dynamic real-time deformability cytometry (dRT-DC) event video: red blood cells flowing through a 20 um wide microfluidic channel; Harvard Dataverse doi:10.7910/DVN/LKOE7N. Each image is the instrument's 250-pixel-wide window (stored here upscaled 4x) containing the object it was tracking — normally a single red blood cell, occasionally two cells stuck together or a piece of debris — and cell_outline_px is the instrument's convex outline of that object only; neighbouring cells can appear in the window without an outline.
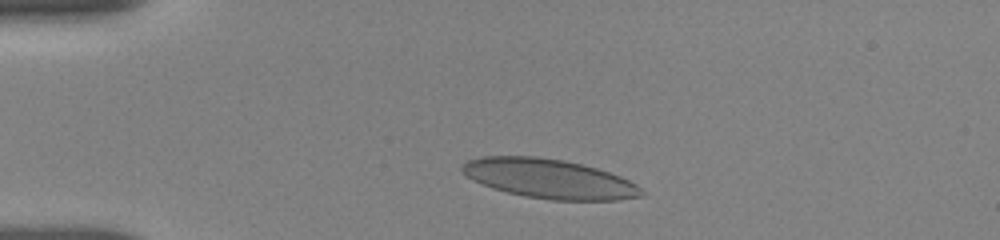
{"species": "human", "species_latin": "Homo sapiens", "temperature_condition": "room temperature", "stored_images_in_passage": 2, "camera_frame_rate_fps": 3000, "um_per_image_px": 0.085, "donor": {"sex": "female"}, "frame": {"image": 1, "passage_image": 1, "time_ms": 0.0, "image_size_px": [1000, 240], "cell_outline_px": [[644, 196], [620, 200], [552, 200], [528, 196], [508, 192], [492, 188], [472, 180], [460, 172], [460, 168], [468, 160], [484, 156], [532, 156], [564, 160], [596, 168], [620, 176], [636, 184], [644, 192]], "centroid_in_image_um": [46.67, 15.19], "position_along_channel_um": 38.3, "area_um2": 40.98}}